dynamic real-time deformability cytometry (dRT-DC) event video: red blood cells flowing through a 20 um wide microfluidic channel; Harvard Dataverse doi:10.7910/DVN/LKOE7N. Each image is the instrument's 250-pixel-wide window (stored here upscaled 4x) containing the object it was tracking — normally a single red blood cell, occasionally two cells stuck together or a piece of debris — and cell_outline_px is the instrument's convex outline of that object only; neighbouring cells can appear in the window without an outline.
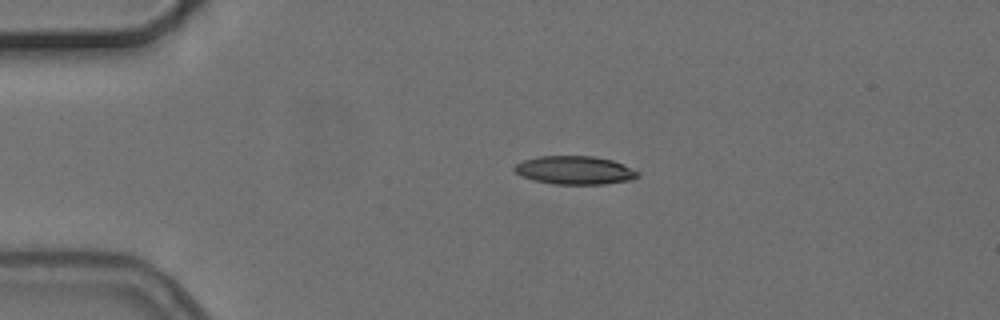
{"species": "common noctule bat (a hibernating species)", "species_latin": "Nyctalus noctula", "temperature_condition": "cold", "stored_images_in_passage": 3, "camera_frame_rate_fps": 3000, "um_per_image_px": 0.085, "animal": {"sex": "female", "body_mass_g": 24.6, "forearm_length_mm": 56.2}, "frame": {"image": 1, "passage_image": 2, "time_ms": 4.333, "image_size_px": [1000, 320], "cell_outline_px": [[640, 176], [632, 180], [604, 184], [556, 184], [532, 180], [520, 176], [512, 168], [516, 164], [524, 160], [536, 156], [596, 156], [612, 160], [624, 164], [640, 172]], "centroid_in_image_um": [48.87, 14.46], "position_along_channel_um": 36.1, "area_um2": 20.63}}